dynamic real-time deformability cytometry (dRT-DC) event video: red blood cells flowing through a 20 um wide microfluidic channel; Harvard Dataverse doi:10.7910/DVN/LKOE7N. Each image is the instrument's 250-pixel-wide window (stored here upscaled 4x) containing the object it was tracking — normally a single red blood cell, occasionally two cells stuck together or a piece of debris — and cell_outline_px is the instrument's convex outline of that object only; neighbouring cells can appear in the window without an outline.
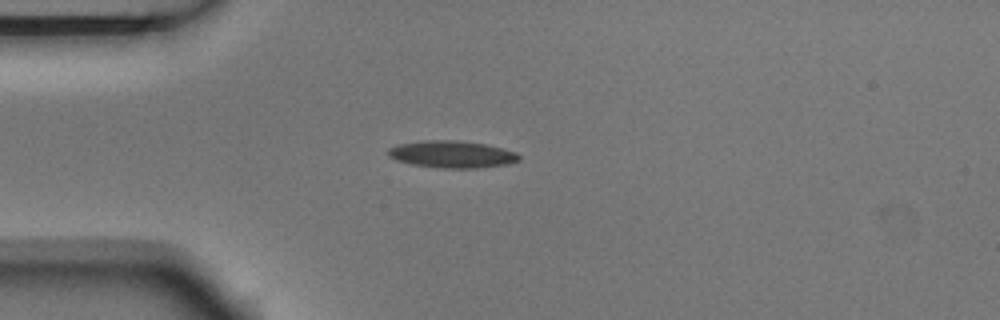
{"species": "Egyptian fruit bat (a non-hibernating species)", "species_latin": "Rousettus aegyptiacus", "temperature_condition": "room temperature", "stored_images_in_passage": 2, "camera_frame_rate_fps": 3000, "um_per_image_px": 0.085, "animal": {"sex": "male"}, "frame": {"image": 1, "passage_image": 2, "time_ms": 0.333, "image_size_px": [1000, 320], "cell_outline_px": [[520, 160], [508, 164], [476, 168], [440, 168], [412, 164], [396, 160], [388, 156], [388, 148], [400, 144], [424, 140], [456, 140], [484, 144], [504, 148], [516, 152], [520, 156]], "centroid_in_image_um": [38.43, 13.11], "position_along_channel_um": 46.6, "area_um2": 20.63}}